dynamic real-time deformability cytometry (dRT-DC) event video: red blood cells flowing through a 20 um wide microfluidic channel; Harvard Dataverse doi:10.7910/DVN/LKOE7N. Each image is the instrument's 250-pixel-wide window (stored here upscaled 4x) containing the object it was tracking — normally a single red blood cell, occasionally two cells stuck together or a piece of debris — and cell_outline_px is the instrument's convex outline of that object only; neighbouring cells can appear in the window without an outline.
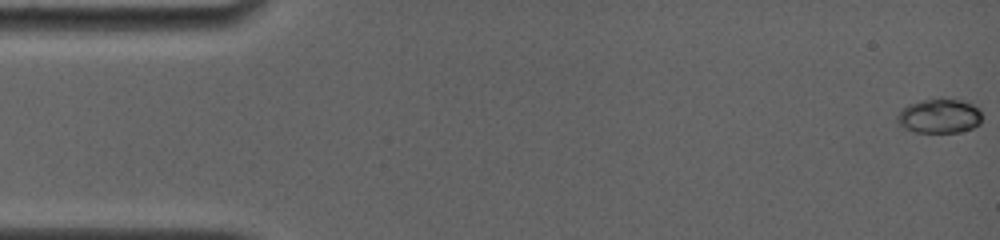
{"species": "common noctule bat (a hibernating species)", "species_latin": "Nyctalus noctula", "temperature_condition": "room temperature", "stored_images_in_passage": 67, "camera_frame_rate_fps": 4000, "um_per_image_px": 0.085, "animal": {"sex": "female", "body_mass_g": 19.0, "forearm_length_mm": 56.7}, "frame": {"image": 1, "passage_image": 1, "time_ms": 0.0, "image_size_px": [1000, 240], "cell_outline_px": [[980, 124], [972, 128], [960, 132], [912, 132], [904, 128], [896, 120], [896, 116], [908, 104], [924, 100], [960, 100], [972, 104], [980, 108]], "centroid_in_image_um": [79.84, 9.89], "position_along_channel_um": 5.2, "area_um2": 16.7}}
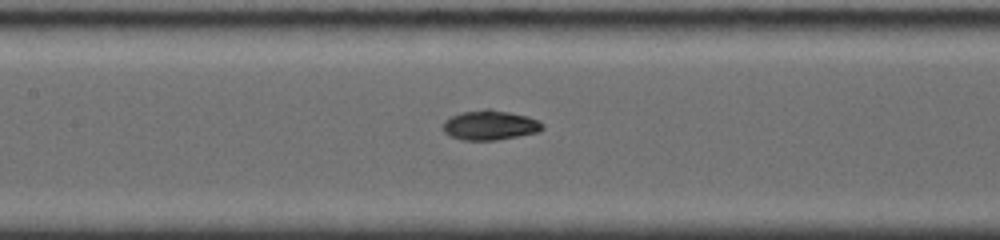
{"frame": {"image": 2, "passage_image": 30, "time_ms": 7.75, "image_size_px": [1000, 240], "cell_outline_px": [[544, 128], [536, 132], [496, 140], [464, 140], [452, 136], [444, 132], [444, 120], [460, 112], [484, 108], [488, 108], [528, 116], [540, 120], [544, 124]], "centroid_in_image_um": [41.66, 10.62], "position_along_channel_um": 165.7, "area_um2": 17.17}}
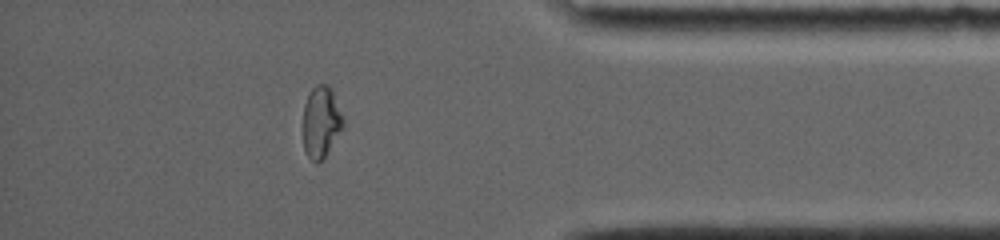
{"frame": {"image": 3, "passage_image": 58, "time_ms": 14.5, "image_size_px": [1000, 240], "cell_outline_px": [[344, 128], [324, 156], [316, 164], [308, 156], [304, 148], [304, 104], [308, 92], [316, 84], [328, 84], [332, 88], [344, 120]], "centroid_in_image_um": [27.31, 10.32], "position_along_channel_um": 407.9, "area_um2": 16.7}, "authors_computed_cell_mechanics": {"area_um2": 16.8198, "velocity_mm_per_s": 3.8001, "shape_relaxation_time_tau1_ms": 6.6536, "shape_relaxation_time_tau2_ms": null, "deformation_change_tau1": 0.2589, "deformation_change_tau2": null}}